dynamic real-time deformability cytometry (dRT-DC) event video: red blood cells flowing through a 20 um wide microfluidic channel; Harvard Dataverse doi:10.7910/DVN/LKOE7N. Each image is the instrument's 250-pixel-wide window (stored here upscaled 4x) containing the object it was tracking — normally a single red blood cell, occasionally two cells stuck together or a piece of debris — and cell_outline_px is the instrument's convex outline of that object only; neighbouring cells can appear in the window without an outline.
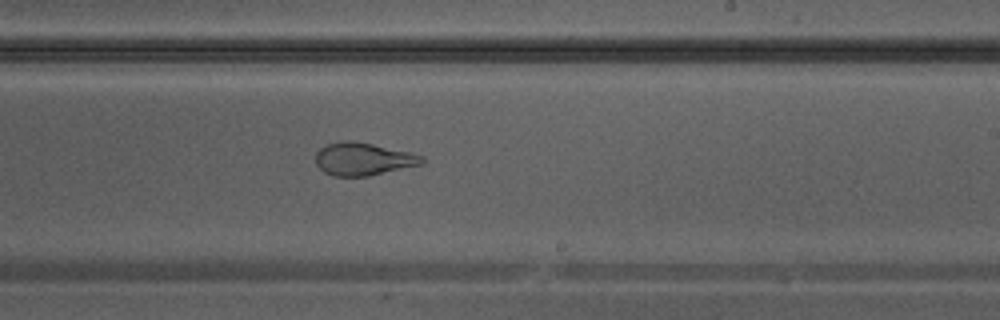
{"species": "Egyptian fruit bat (a non-hibernating species)", "species_latin": "Rousettus aegyptiacus", "temperature_condition": "warm", "stored_images_in_passage": 38, "camera_frame_rate_fps": 3000, "um_per_image_px": 0.085, "animal": {"sex": "male"}, "frame": {"image": 1, "passage_image": 22, "time_ms": 7.0, "image_size_px": [1000, 320], "cell_outline_px": [[424, 160], [420, 164], [368, 176], [332, 176], [324, 172], [316, 164], [316, 152], [320, 148], [328, 144], [348, 140], [352, 140], [372, 144], [408, 152], [424, 156]], "centroid_in_image_um": [30.83, 13.52], "position_along_channel_um": 258.2, "area_um2": 19.94}}